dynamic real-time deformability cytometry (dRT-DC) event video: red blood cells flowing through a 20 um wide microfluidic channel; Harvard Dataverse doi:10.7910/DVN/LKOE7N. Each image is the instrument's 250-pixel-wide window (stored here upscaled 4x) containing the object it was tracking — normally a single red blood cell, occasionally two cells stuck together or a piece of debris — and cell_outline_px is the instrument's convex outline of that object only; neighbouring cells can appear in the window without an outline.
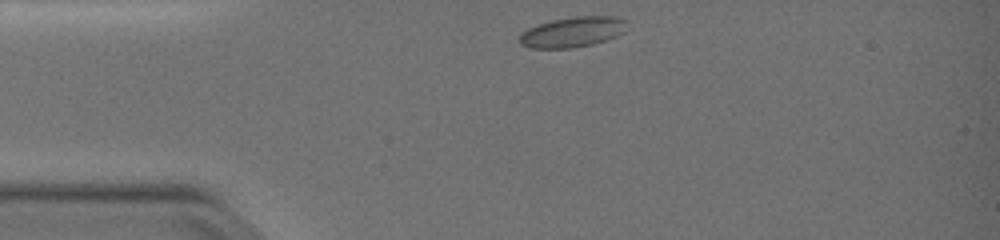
{"species": "common noctule bat (a hibernating species)", "species_latin": "Nyctalus noctula", "temperature_condition": "warm", "stored_images_in_passage": 35, "camera_frame_rate_fps": 3000, "um_per_image_px": 0.085, "animal": {"sex": "female", "body_mass_g": 19.0, "forearm_length_mm": 51.5}, "frame": {"image": 1, "passage_image": 1, "time_ms": 0.0, "image_size_px": [1000, 240], "cell_outline_px": [[628, 20], [624, 32], [616, 36], [592, 44], [572, 48], [528, 48], [520, 44], [520, 32], [528, 28], [552, 20], [576, 16], [616, 16]], "centroid_in_image_um": [48.68, 2.71], "position_along_channel_um": 36.3, "area_um2": 19.02}}
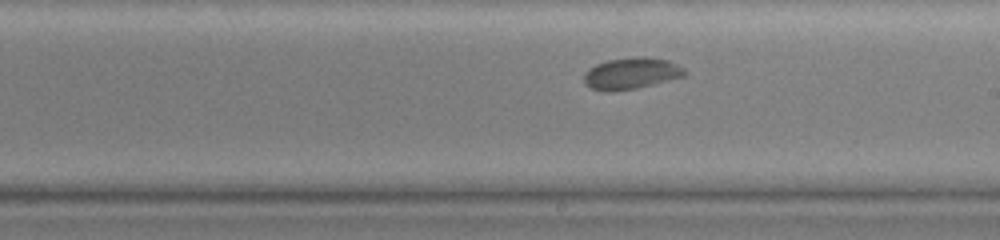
{"frame": {"image": 2, "passage_image": 20, "time_ms": 6.333, "image_size_px": [1000, 240], "cell_outline_px": [[688, 72], [684, 76], [636, 88], [612, 92], [604, 92], [592, 88], [584, 84], [584, 72], [588, 68], [596, 64], [608, 60], [636, 56], [644, 56], [668, 60], [684, 68]], "centroid_in_image_um": [53.63, 6.23], "position_along_channel_um": 235.4, "area_um2": 18.61}}
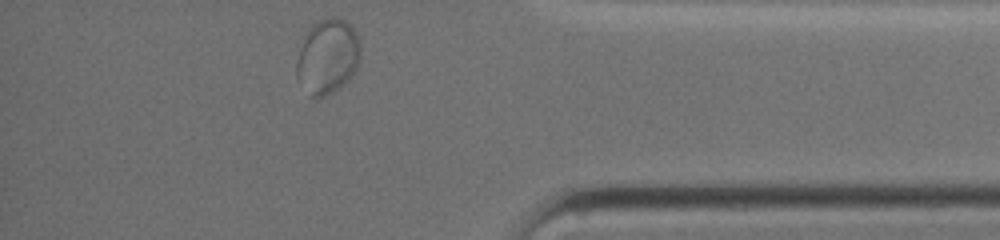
{"frame": {"image": 3, "passage_image": 35, "time_ms": 11.333, "image_size_px": [1000, 240], "cell_outline_px": [[360, 60], [356, 68], [348, 80], [332, 92], [324, 96], [312, 96], [296, 76], [296, 60], [300, 48], [312, 24], [316, 20], [328, 16], [336, 16], [344, 20], [356, 32], [360, 48]], "centroid_in_image_um": [27.85, 4.75], "position_along_channel_um": 407.3, "area_um2": 27.51}}